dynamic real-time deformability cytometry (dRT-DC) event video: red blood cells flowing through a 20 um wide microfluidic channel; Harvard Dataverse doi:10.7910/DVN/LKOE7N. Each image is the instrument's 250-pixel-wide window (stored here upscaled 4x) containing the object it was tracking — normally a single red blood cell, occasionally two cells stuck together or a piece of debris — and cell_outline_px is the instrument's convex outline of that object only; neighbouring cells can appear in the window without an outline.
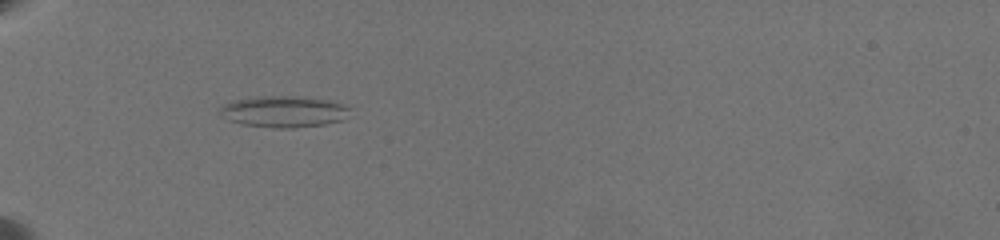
{"species": "common noctule bat (a hibernating species)", "species_latin": "Nyctalus noctula", "temperature_condition": "warm", "stored_images_in_passage": 10, "camera_frame_rate_fps": 3000, "um_per_image_px": 0.085, "animal": {"sex": "female", "body_mass_g": 19.5, "forearm_length_mm": 54.1}, "frame": {"image": 1, "passage_image": 1, "time_ms": 0.0, "image_size_px": [1000, 240], "cell_outline_px": [[352, 108], [344, 120], [324, 124], [292, 128], [276, 128], [240, 124], [228, 120], [220, 116], [216, 112], [224, 104], [232, 100], [256, 96], [292, 96], [328, 100], [344, 104]], "centroid_in_image_um": [24.08, 9.48], "position_along_channel_um": 60.9, "area_um2": 24.1}}